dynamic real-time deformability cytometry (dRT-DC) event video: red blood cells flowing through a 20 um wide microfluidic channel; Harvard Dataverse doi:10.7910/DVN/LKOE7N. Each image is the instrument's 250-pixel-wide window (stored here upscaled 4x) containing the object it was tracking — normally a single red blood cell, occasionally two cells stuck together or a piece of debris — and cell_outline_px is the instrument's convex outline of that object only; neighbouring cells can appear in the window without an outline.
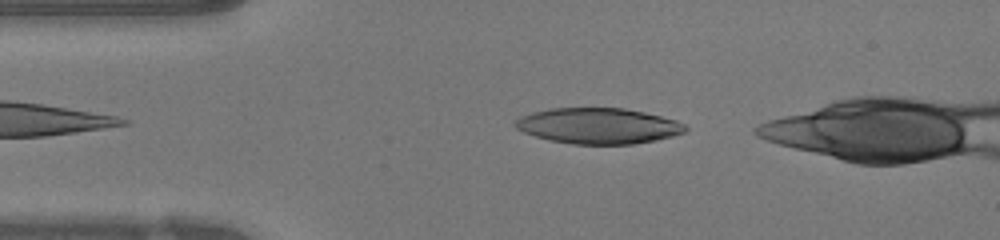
{"species": "human", "species_latin": "Homo sapiens", "temperature_condition": "warm", "stored_images_in_passage": 37, "camera_frame_rate_fps": 3000, "um_per_image_px": 0.085, "donor": {"sex": "female"}, "frame": {"image": 1, "passage_image": 3, "time_ms": 0.667, "image_size_px": [1000, 240], "cell_outline_px": [[688, 128], [684, 132], [672, 136], [656, 140], [632, 144], [572, 144], [548, 140], [524, 132], [516, 128], [512, 124], [512, 120], [520, 116], [532, 112], [552, 108], [624, 108], [644, 112], [676, 120], [684, 124]], "centroid_in_image_um": [50.81, 10.69], "position_along_channel_um": 34.2, "area_um2": 35.55}}
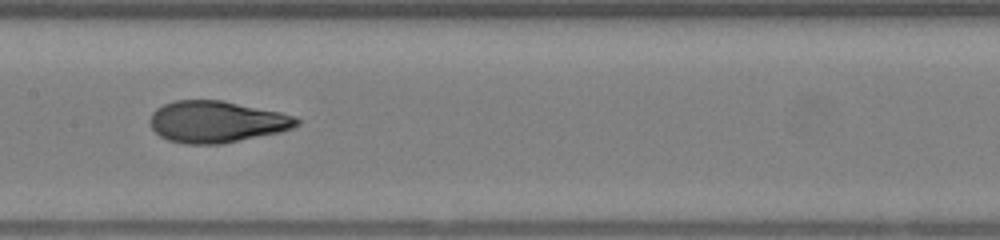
{"frame": {"image": 2, "passage_image": 16, "time_ms": 5.0, "image_size_px": [1000, 240], "cell_outline_px": [[300, 124], [292, 128], [280, 132], [220, 144], [184, 144], [168, 140], [160, 136], [152, 128], [148, 120], [152, 112], [156, 108], [164, 104], [176, 100], [224, 100], [280, 112], [296, 116], [300, 120]], "centroid_in_image_um": [18.4, 10.34], "position_along_channel_um": 189.0, "area_um2": 35.78}}
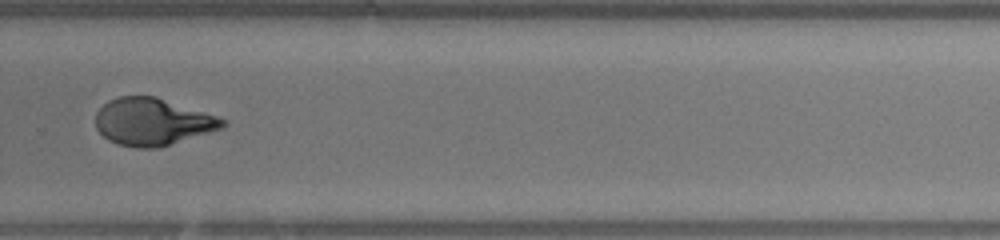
{"frame": {"image": 3, "passage_image": 25, "time_ms": 8.0, "image_size_px": [1000, 240], "cell_outline_px": [[228, 124], [224, 128], [156, 148], [136, 148], [116, 144], [108, 140], [96, 128], [96, 112], [108, 100], [120, 96], [156, 96], [216, 116], [224, 120]], "centroid_in_image_um": [12.94, 10.35], "position_along_channel_um": 316.9, "area_um2": 34.8}, "authors_computed_cell_mechanics": {"area_um2": 35.4314, "velocity_mm_per_s": 4.2792, "shape_relaxation_time_tau1_ms": 6.7896, "shape_relaxation_time_tau2_ms": 1.0511, "deformation_change_tau1": 0.2958, "deformation_change_tau2": 0.0731}}